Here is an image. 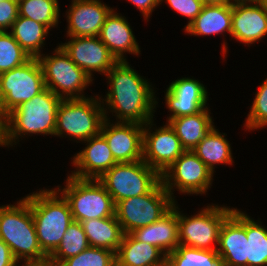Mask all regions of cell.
Here are the masks:
<instances>
[{
    "label": "cell",
    "mask_w": 267,
    "mask_h": 266,
    "mask_svg": "<svg viewBox=\"0 0 267 266\" xmlns=\"http://www.w3.org/2000/svg\"><path fill=\"white\" fill-rule=\"evenodd\" d=\"M61 101L58 95L45 88L8 113L1 120L2 148L13 149L20 141L34 135L55 137L57 108Z\"/></svg>",
    "instance_id": "7a4b0ae2"
},
{
    "label": "cell",
    "mask_w": 267,
    "mask_h": 266,
    "mask_svg": "<svg viewBox=\"0 0 267 266\" xmlns=\"http://www.w3.org/2000/svg\"><path fill=\"white\" fill-rule=\"evenodd\" d=\"M131 234L138 240L158 247L166 255L179 246L178 202L154 223L135 229Z\"/></svg>",
    "instance_id": "603a6c76"
},
{
    "label": "cell",
    "mask_w": 267,
    "mask_h": 266,
    "mask_svg": "<svg viewBox=\"0 0 267 266\" xmlns=\"http://www.w3.org/2000/svg\"><path fill=\"white\" fill-rule=\"evenodd\" d=\"M204 5H222L228 4V0H201Z\"/></svg>",
    "instance_id": "60d3db41"
},
{
    "label": "cell",
    "mask_w": 267,
    "mask_h": 266,
    "mask_svg": "<svg viewBox=\"0 0 267 266\" xmlns=\"http://www.w3.org/2000/svg\"><path fill=\"white\" fill-rule=\"evenodd\" d=\"M81 144L85 147L71 157L74 170H70L71 173L68 171L69 175L81 179H99L117 163L106 139L101 134Z\"/></svg>",
    "instance_id": "d6986e66"
},
{
    "label": "cell",
    "mask_w": 267,
    "mask_h": 266,
    "mask_svg": "<svg viewBox=\"0 0 267 266\" xmlns=\"http://www.w3.org/2000/svg\"><path fill=\"white\" fill-rule=\"evenodd\" d=\"M1 104H2V96H1V92H0V120H1Z\"/></svg>",
    "instance_id": "ee69618b"
},
{
    "label": "cell",
    "mask_w": 267,
    "mask_h": 266,
    "mask_svg": "<svg viewBox=\"0 0 267 266\" xmlns=\"http://www.w3.org/2000/svg\"><path fill=\"white\" fill-rule=\"evenodd\" d=\"M210 109V107H207L196 114L166 120L185 150H193L210 129L215 126L213 113Z\"/></svg>",
    "instance_id": "cb8c5ba5"
},
{
    "label": "cell",
    "mask_w": 267,
    "mask_h": 266,
    "mask_svg": "<svg viewBox=\"0 0 267 266\" xmlns=\"http://www.w3.org/2000/svg\"><path fill=\"white\" fill-rule=\"evenodd\" d=\"M192 77V78H191ZM191 77H181L167 85L164 92L165 107L168 109L166 119L192 115L209 107V92L203 81Z\"/></svg>",
    "instance_id": "5bb4252c"
},
{
    "label": "cell",
    "mask_w": 267,
    "mask_h": 266,
    "mask_svg": "<svg viewBox=\"0 0 267 266\" xmlns=\"http://www.w3.org/2000/svg\"><path fill=\"white\" fill-rule=\"evenodd\" d=\"M254 92L255 97L253 98L250 110L246 115V119L243 123L242 131H259L267 127V76L264 81L259 84ZM244 128V129H243Z\"/></svg>",
    "instance_id": "836d02e7"
},
{
    "label": "cell",
    "mask_w": 267,
    "mask_h": 266,
    "mask_svg": "<svg viewBox=\"0 0 267 266\" xmlns=\"http://www.w3.org/2000/svg\"><path fill=\"white\" fill-rule=\"evenodd\" d=\"M226 136V133L220 132L219 128L214 126L192 150L214 175L218 165L223 167V165L234 166L235 164L232 143Z\"/></svg>",
    "instance_id": "d4e9b609"
},
{
    "label": "cell",
    "mask_w": 267,
    "mask_h": 266,
    "mask_svg": "<svg viewBox=\"0 0 267 266\" xmlns=\"http://www.w3.org/2000/svg\"><path fill=\"white\" fill-rule=\"evenodd\" d=\"M160 181L150 192L115 204V216L124 234L158 221L175 204Z\"/></svg>",
    "instance_id": "9c48e42d"
},
{
    "label": "cell",
    "mask_w": 267,
    "mask_h": 266,
    "mask_svg": "<svg viewBox=\"0 0 267 266\" xmlns=\"http://www.w3.org/2000/svg\"><path fill=\"white\" fill-rule=\"evenodd\" d=\"M155 120L144 125L142 160L162 174L186 150L167 122L158 126Z\"/></svg>",
    "instance_id": "4fadbf2b"
},
{
    "label": "cell",
    "mask_w": 267,
    "mask_h": 266,
    "mask_svg": "<svg viewBox=\"0 0 267 266\" xmlns=\"http://www.w3.org/2000/svg\"><path fill=\"white\" fill-rule=\"evenodd\" d=\"M18 0H5L0 2V31H9L18 18Z\"/></svg>",
    "instance_id": "8d00e7d4"
},
{
    "label": "cell",
    "mask_w": 267,
    "mask_h": 266,
    "mask_svg": "<svg viewBox=\"0 0 267 266\" xmlns=\"http://www.w3.org/2000/svg\"><path fill=\"white\" fill-rule=\"evenodd\" d=\"M138 72L128 61H121L103 76L107 91L105 95L99 94V97L105 119L145 125L155 118L154 114L160 106L155 91L158 88H154L150 79Z\"/></svg>",
    "instance_id": "6da1fadb"
},
{
    "label": "cell",
    "mask_w": 267,
    "mask_h": 266,
    "mask_svg": "<svg viewBox=\"0 0 267 266\" xmlns=\"http://www.w3.org/2000/svg\"><path fill=\"white\" fill-rule=\"evenodd\" d=\"M88 247V240L81 223L74 221L67 228L60 245L48 257L47 266H59L67 258L80 254Z\"/></svg>",
    "instance_id": "4dcf8cb0"
},
{
    "label": "cell",
    "mask_w": 267,
    "mask_h": 266,
    "mask_svg": "<svg viewBox=\"0 0 267 266\" xmlns=\"http://www.w3.org/2000/svg\"><path fill=\"white\" fill-rule=\"evenodd\" d=\"M30 59L9 31H0V74L19 67Z\"/></svg>",
    "instance_id": "d6a6232c"
},
{
    "label": "cell",
    "mask_w": 267,
    "mask_h": 266,
    "mask_svg": "<svg viewBox=\"0 0 267 266\" xmlns=\"http://www.w3.org/2000/svg\"><path fill=\"white\" fill-rule=\"evenodd\" d=\"M263 0H228V4L231 6L240 5V4H259Z\"/></svg>",
    "instance_id": "ab89813d"
},
{
    "label": "cell",
    "mask_w": 267,
    "mask_h": 266,
    "mask_svg": "<svg viewBox=\"0 0 267 266\" xmlns=\"http://www.w3.org/2000/svg\"><path fill=\"white\" fill-rule=\"evenodd\" d=\"M65 17L67 37L99 36L106 17L114 9L103 0H71ZM65 14V15H64Z\"/></svg>",
    "instance_id": "2e32d148"
},
{
    "label": "cell",
    "mask_w": 267,
    "mask_h": 266,
    "mask_svg": "<svg viewBox=\"0 0 267 266\" xmlns=\"http://www.w3.org/2000/svg\"><path fill=\"white\" fill-rule=\"evenodd\" d=\"M115 259V252L89 246L80 254L67 258L59 266H111Z\"/></svg>",
    "instance_id": "e575fe53"
},
{
    "label": "cell",
    "mask_w": 267,
    "mask_h": 266,
    "mask_svg": "<svg viewBox=\"0 0 267 266\" xmlns=\"http://www.w3.org/2000/svg\"><path fill=\"white\" fill-rule=\"evenodd\" d=\"M117 9H113L106 17L98 37L118 62L129 61L128 54L134 58L140 57L141 45L134 35L130 22L125 15L118 13Z\"/></svg>",
    "instance_id": "ffe728a7"
},
{
    "label": "cell",
    "mask_w": 267,
    "mask_h": 266,
    "mask_svg": "<svg viewBox=\"0 0 267 266\" xmlns=\"http://www.w3.org/2000/svg\"><path fill=\"white\" fill-rule=\"evenodd\" d=\"M246 210L233 209L219 233L217 253L222 266H247Z\"/></svg>",
    "instance_id": "ac0fdd59"
},
{
    "label": "cell",
    "mask_w": 267,
    "mask_h": 266,
    "mask_svg": "<svg viewBox=\"0 0 267 266\" xmlns=\"http://www.w3.org/2000/svg\"><path fill=\"white\" fill-rule=\"evenodd\" d=\"M0 147H2L1 145V120H0Z\"/></svg>",
    "instance_id": "f6af8a7d"
},
{
    "label": "cell",
    "mask_w": 267,
    "mask_h": 266,
    "mask_svg": "<svg viewBox=\"0 0 267 266\" xmlns=\"http://www.w3.org/2000/svg\"><path fill=\"white\" fill-rule=\"evenodd\" d=\"M58 44L92 79L96 73L105 76L118 62L98 36L66 37L65 42Z\"/></svg>",
    "instance_id": "9a60e30c"
},
{
    "label": "cell",
    "mask_w": 267,
    "mask_h": 266,
    "mask_svg": "<svg viewBox=\"0 0 267 266\" xmlns=\"http://www.w3.org/2000/svg\"><path fill=\"white\" fill-rule=\"evenodd\" d=\"M267 37V11L262 3L232 6L231 40L254 46Z\"/></svg>",
    "instance_id": "44dd1931"
},
{
    "label": "cell",
    "mask_w": 267,
    "mask_h": 266,
    "mask_svg": "<svg viewBox=\"0 0 267 266\" xmlns=\"http://www.w3.org/2000/svg\"><path fill=\"white\" fill-rule=\"evenodd\" d=\"M38 61L42 68L45 88L61 99H82L91 96L85 93V90L90 89L89 86H92L96 79H92L79 68L58 43L50 53L45 52L39 56Z\"/></svg>",
    "instance_id": "8992f818"
},
{
    "label": "cell",
    "mask_w": 267,
    "mask_h": 266,
    "mask_svg": "<svg viewBox=\"0 0 267 266\" xmlns=\"http://www.w3.org/2000/svg\"><path fill=\"white\" fill-rule=\"evenodd\" d=\"M65 179L64 185L55 188L67 200L74 221L115 216L112 196L98 179H81L69 174Z\"/></svg>",
    "instance_id": "52a82bcc"
},
{
    "label": "cell",
    "mask_w": 267,
    "mask_h": 266,
    "mask_svg": "<svg viewBox=\"0 0 267 266\" xmlns=\"http://www.w3.org/2000/svg\"><path fill=\"white\" fill-rule=\"evenodd\" d=\"M166 266H222L217 250L179 245L167 255Z\"/></svg>",
    "instance_id": "1f68e13d"
},
{
    "label": "cell",
    "mask_w": 267,
    "mask_h": 266,
    "mask_svg": "<svg viewBox=\"0 0 267 266\" xmlns=\"http://www.w3.org/2000/svg\"><path fill=\"white\" fill-rule=\"evenodd\" d=\"M128 3H131L138 11L142 14L143 20L150 22V17L152 13L160 7V0H125Z\"/></svg>",
    "instance_id": "74e56055"
},
{
    "label": "cell",
    "mask_w": 267,
    "mask_h": 266,
    "mask_svg": "<svg viewBox=\"0 0 267 266\" xmlns=\"http://www.w3.org/2000/svg\"><path fill=\"white\" fill-rule=\"evenodd\" d=\"M114 203L150 192L160 181L161 174L143 160L116 163L98 179Z\"/></svg>",
    "instance_id": "8fae6325"
},
{
    "label": "cell",
    "mask_w": 267,
    "mask_h": 266,
    "mask_svg": "<svg viewBox=\"0 0 267 266\" xmlns=\"http://www.w3.org/2000/svg\"><path fill=\"white\" fill-rule=\"evenodd\" d=\"M44 89L43 72L38 58H31L19 67L1 73V120L16 107L31 100Z\"/></svg>",
    "instance_id": "7c38bea8"
},
{
    "label": "cell",
    "mask_w": 267,
    "mask_h": 266,
    "mask_svg": "<svg viewBox=\"0 0 267 266\" xmlns=\"http://www.w3.org/2000/svg\"><path fill=\"white\" fill-rule=\"evenodd\" d=\"M25 197L30 203L39 246L49 257L74 222L70 206L55 187L39 188Z\"/></svg>",
    "instance_id": "277c9868"
},
{
    "label": "cell",
    "mask_w": 267,
    "mask_h": 266,
    "mask_svg": "<svg viewBox=\"0 0 267 266\" xmlns=\"http://www.w3.org/2000/svg\"><path fill=\"white\" fill-rule=\"evenodd\" d=\"M90 247L104 248L117 252L123 238V231L116 216L88 219L80 222Z\"/></svg>",
    "instance_id": "4316f807"
},
{
    "label": "cell",
    "mask_w": 267,
    "mask_h": 266,
    "mask_svg": "<svg viewBox=\"0 0 267 266\" xmlns=\"http://www.w3.org/2000/svg\"><path fill=\"white\" fill-rule=\"evenodd\" d=\"M246 212L247 266H267V226Z\"/></svg>",
    "instance_id": "f1b7e54d"
},
{
    "label": "cell",
    "mask_w": 267,
    "mask_h": 266,
    "mask_svg": "<svg viewBox=\"0 0 267 266\" xmlns=\"http://www.w3.org/2000/svg\"><path fill=\"white\" fill-rule=\"evenodd\" d=\"M0 239L21 266H47L48 256L39 246L29 200L0 205Z\"/></svg>",
    "instance_id": "3957f363"
},
{
    "label": "cell",
    "mask_w": 267,
    "mask_h": 266,
    "mask_svg": "<svg viewBox=\"0 0 267 266\" xmlns=\"http://www.w3.org/2000/svg\"><path fill=\"white\" fill-rule=\"evenodd\" d=\"M111 266H125V265L121 264L120 262H118V261L115 259Z\"/></svg>",
    "instance_id": "b9f144b4"
},
{
    "label": "cell",
    "mask_w": 267,
    "mask_h": 266,
    "mask_svg": "<svg viewBox=\"0 0 267 266\" xmlns=\"http://www.w3.org/2000/svg\"><path fill=\"white\" fill-rule=\"evenodd\" d=\"M169 6L175 13L187 18L183 30L201 13L204 3L201 0H160V5Z\"/></svg>",
    "instance_id": "d590c367"
},
{
    "label": "cell",
    "mask_w": 267,
    "mask_h": 266,
    "mask_svg": "<svg viewBox=\"0 0 267 266\" xmlns=\"http://www.w3.org/2000/svg\"><path fill=\"white\" fill-rule=\"evenodd\" d=\"M161 182L177 201L176 191L181 196L208 195L214 184V174L192 150H186L161 174Z\"/></svg>",
    "instance_id": "30bf717a"
},
{
    "label": "cell",
    "mask_w": 267,
    "mask_h": 266,
    "mask_svg": "<svg viewBox=\"0 0 267 266\" xmlns=\"http://www.w3.org/2000/svg\"><path fill=\"white\" fill-rule=\"evenodd\" d=\"M0 266H21L2 239H0Z\"/></svg>",
    "instance_id": "f35d334b"
},
{
    "label": "cell",
    "mask_w": 267,
    "mask_h": 266,
    "mask_svg": "<svg viewBox=\"0 0 267 266\" xmlns=\"http://www.w3.org/2000/svg\"><path fill=\"white\" fill-rule=\"evenodd\" d=\"M50 30L42 23L18 15L9 32L31 58H38L44 52Z\"/></svg>",
    "instance_id": "83f0119b"
},
{
    "label": "cell",
    "mask_w": 267,
    "mask_h": 266,
    "mask_svg": "<svg viewBox=\"0 0 267 266\" xmlns=\"http://www.w3.org/2000/svg\"><path fill=\"white\" fill-rule=\"evenodd\" d=\"M262 4L264 5V8H265L266 11H267V0H263V1H262Z\"/></svg>",
    "instance_id": "7bdbcfd3"
},
{
    "label": "cell",
    "mask_w": 267,
    "mask_h": 266,
    "mask_svg": "<svg viewBox=\"0 0 267 266\" xmlns=\"http://www.w3.org/2000/svg\"><path fill=\"white\" fill-rule=\"evenodd\" d=\"M144 125L104 120L100 134L106 139L117 163L143 159Z\"/></svg>",
    "instance_id": "e0dca14e"
},
{
    "label": "cell",
    "mask_w": 267,
    "mask_h": 266,
    "mask_svg": "<svg viewBox=\"0 0 267 266\" xmlns=\"http://www.w3.org/2000/svg\"><path fill=\"white\" fill-rule=\"evenodd\" d=\"M232 27V6L229 4L222 5H204L201 13L183 30L186 35L196 37H210L214 35H223L221 43L222 60L227 58L228 37L231 36Z\"/></svg>",
    "instance_id": "7402d4cb"
},
{
    "label": "cell",
    "mask_w": 267,
    "mask_h": 266,
    "mask_svg": "<svg viewBox=\"0 0 267 266\" xmlns=\"http://www.w3.org/2000/svg\"><path fill=\"white\" fill-rule=\"evenodd\" d=\"M58 0H18L19 16L42 23L50 30L59 28L61 9Z\"/></svg>",
    "instance_id": "f546056e"
},
{
    "label": "cell",
    "mask_w": 267,
    "mask_h": 266,
    "mask_svg": "<svg viewBox=\"0 0 267 266\" xmlns=\"http://www.w3.org/2000/svg\"><path fill=\"white\" fill-rule=\"evenodd\" d=\"M115 258L125 266H166L167 255L156 246L138 241L130 233L123 235Z\"/></svg>",
    "instance_id": "484cf974"
},
{
    "label": "cell",
    "mask_w": 267,
    "mask_h": 266,
    "mask_svg": "<svg viewBox=\"0 0 267 266\" xmlns=\"http://www.w3.org/2000/svg\"><path fill=\"white\" fill-rule=\"evenodd\" d=\"M206 205L189 215L178 204L179 245L217 250L221 226L234 207L213 202Z\"/></svg>",
    "instance_id": "ba28073f"
},
{
    "label": "cell",
    "mask_w": 267,
    "mask_h": 266,
    "mask_svg": "<svg viewBox=\"0 0 267 266\" xmlns=\"http://www.w3.org/2000/svg\"><path fill=\"white\" fill-rule=\"evenodd\" d=\"M105 120L99 94L82 99H62L56 116L55 137L81 143L101 132Z\"/></svg>",
    "instance_id": "5b68a950"
}]
</instances>
